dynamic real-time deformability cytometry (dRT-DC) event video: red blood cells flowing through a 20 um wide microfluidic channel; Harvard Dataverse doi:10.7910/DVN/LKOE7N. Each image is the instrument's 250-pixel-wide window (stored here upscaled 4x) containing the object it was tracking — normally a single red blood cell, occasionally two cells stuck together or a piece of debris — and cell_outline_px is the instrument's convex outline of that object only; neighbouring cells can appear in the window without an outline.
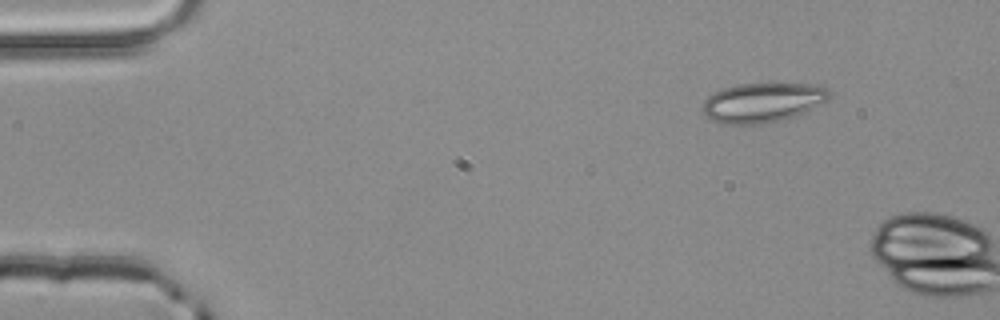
{"species": "common noctule bat (a hibernating species)", "species_latin": "Nyctalus noctula", "temperature_condition": "room temperature", "stored_images_in_passage": 2, "camera_frame_rate_fps": 3000, "um_per_image_px": 0.085, "animal": {"sex": "male", "body_mass_g": 20.4}, "frame": {"image": 1, "passage_image": 1, "time_ms": 0.0, "image_size_px": [1000, 320], "cell_outline_px": [[832, 96], [828, 100], [804, 112], [780, 120], [764, 124], [720, 124], [708, 120], [704, 116], [700, 108], [704, 100], [712, 92], [736, 84], [816, 84], [828, 88], [832, 92]], "centroid_in_image_um": [64.77, 8.72], "position_along_channel_um": 20.2, "area_um2": 29.65}}